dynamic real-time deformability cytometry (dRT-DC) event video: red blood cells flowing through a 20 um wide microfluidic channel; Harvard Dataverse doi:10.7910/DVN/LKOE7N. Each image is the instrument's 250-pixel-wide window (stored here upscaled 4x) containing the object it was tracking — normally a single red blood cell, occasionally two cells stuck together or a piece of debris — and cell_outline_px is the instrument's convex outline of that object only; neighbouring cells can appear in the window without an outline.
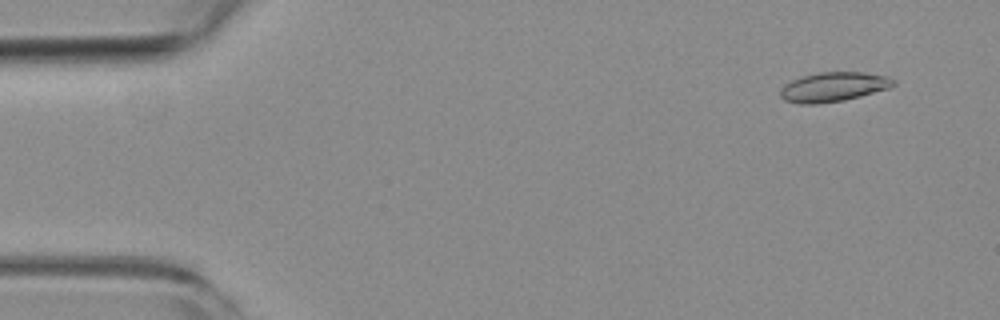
{"species": "common noctule bat (a hibernating species)", "species_latin": "Nyctalus noctula", "temperature_condition": "room temperature", "stored_images_in_passage": 54, "camera_frame_rate_fps": 3000, "um_per_image_px": 0.085, "animal": {"sex": "female", "body_mass_g": 19.3, "forearm_length_mm": 54.1}, "frame": {"image": 1, "passage_image": 4, "time_ms": 1.0, "image_size_px": [1000, 320], "cell_outline_px": [[896, 84], [892, 88], [844, 100], [816, 104], [800, 104], [784, 100], [780, 96], [780, 88], [784, 84], [800, 76], [820, 72], [864, 72], [888, 76], [896, 80]], "centroid_in_image_um": [70.86, 7.38], "position_along_channel_um": 14.1, "area_um2": 19.71}}
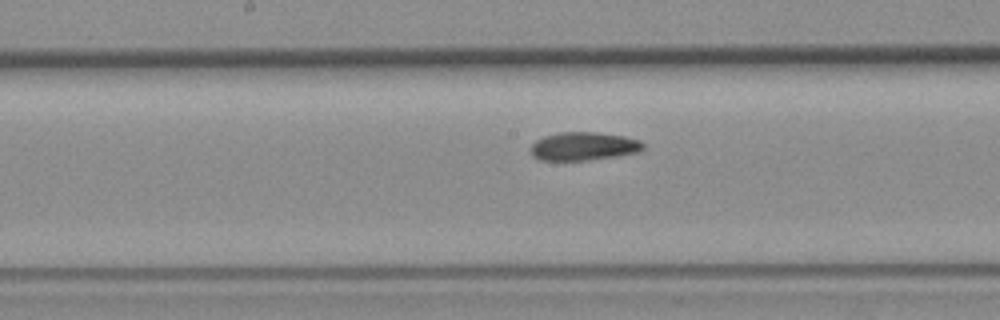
{"frame": {"image": 2, "passage_image": 27, "time_ms": 8.667, "image_size_px": [1000, 320], "cell_outline_px": [[644, 148], [640, 152], [616, 156], [588, 160], [540, 160], [532, 156], [532, 144], [536, 140], [544, 136], [560, 132], [596, 132], [624, 136], [640, 140], [644, 144]], "centroid_in_image_um": [49.63, 12.43], "position_along_channel_um": 198.6, "area_um2": 18.55}}
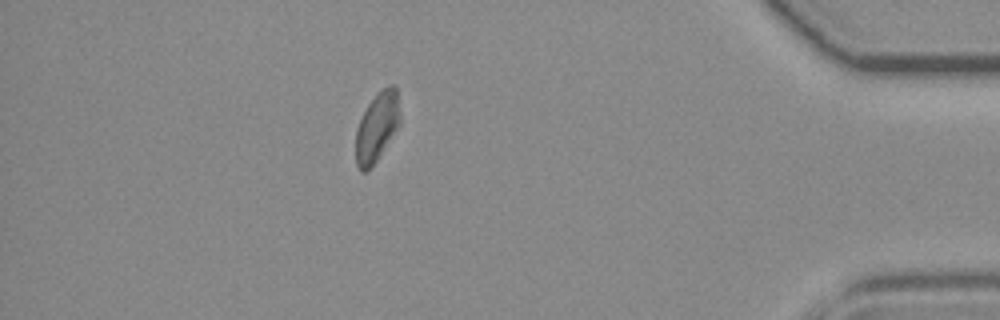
{"frame": {"image": 3, "passage_image": 47, "time_ms": 15.333, "image_size_px": [1000, 320], "cell_outline_px": [[400, 124], [368, 172], [360, 172], [356, 164], [356, 128], [368, 104], [388, 84], [396, 84], [400, 112]], "centroid_in_image_um": [32.05, 10.8], "position_along_channel_um": 403.2, "area_um2": 17.69}, "authors_computed_cell_mechanics": {"area_um2": 18.8428, "velocity_mm_per_s": 3.8091, "shape_relaxation_time_tau1_ms": 4.9194, "shape_relaxation_time_tau2_ms": null, "deformation_change_tau1": 0.1328, "deformation_change_tau2": null}}